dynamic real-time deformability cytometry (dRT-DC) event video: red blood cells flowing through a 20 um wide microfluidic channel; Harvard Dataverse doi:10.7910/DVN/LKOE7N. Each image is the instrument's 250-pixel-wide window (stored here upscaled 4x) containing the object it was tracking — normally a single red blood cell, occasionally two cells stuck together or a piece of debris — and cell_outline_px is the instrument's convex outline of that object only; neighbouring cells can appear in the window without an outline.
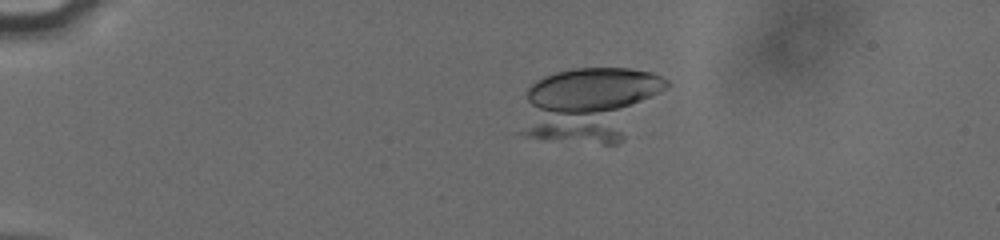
{"species": "human", "species_latin": "Homo sapiens", "temperature_condition": "cold", "stored_images_in_passage": 57, "camera_frame_rate_fps": 3000, "um_per_image_px": 0.085, "donor": {"sex": "male"}, "frame": {"image": 1, "passage_image": 11, "time_ms": 3.333, "image_size_px": [1000, 240], "cell_outline_px": [[672, 84], [624, 140], [616, 144], [604, 144], [544, 140], [524, 136], [516, 132], [528, 88], [536, 80], [544, 76], [556, 72], [576, 68], [628, 68], [652, 72], [668, 80]], "centroid_in_image_um": [50.12, 8.88], "position_along_channel_um": 34.9, "area_um2": 64.5}}
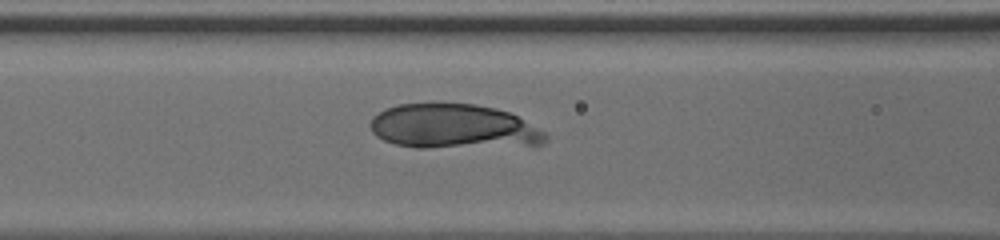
{"frame": {"image": 2, "passage_image": 24, "time_ms": 7.667, "image_size_px": [1000, 240], "cell_outline_px": [[548, 140], [544, 144], [424, 148], [416, 148], [396, 144], [384, 140], [376, 136], [372, 132], [368, 124], [372, 116], [388, 108], [400, 104], [476, 104], [496, 108], [508, 112], [516, 116], [544, 132], [548, 136]], "centroid_in_image_um": [38.5, 10.76], "position_along_channel_um": 128.1, "area_um2": 45.08}}
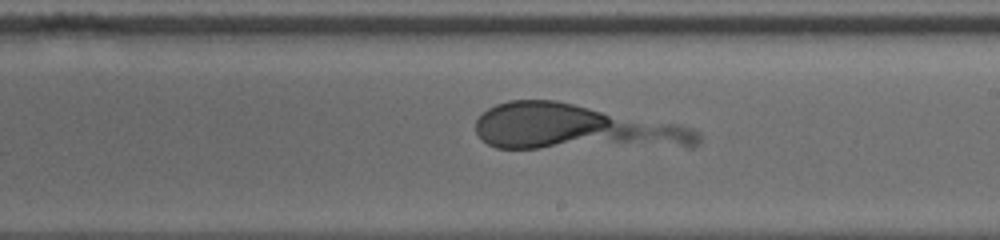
{"frame": {"image": 3, "passage_image": 33, "time_ms": 10.667, "image_size_px": [1000, 240], "cell_outline_px": [[700, 144], [692, 148], [496, 148], [488, 144], [476, 132], [476, 120], [488, 108], [496, 104], [508, 100], [556, 100], [676, 124], [692, 128], [700, 132]], "centroid_in_image_um": [48.97, 10.86], "position_along_channel_um": 240.0, "area_um2": 59.71}}